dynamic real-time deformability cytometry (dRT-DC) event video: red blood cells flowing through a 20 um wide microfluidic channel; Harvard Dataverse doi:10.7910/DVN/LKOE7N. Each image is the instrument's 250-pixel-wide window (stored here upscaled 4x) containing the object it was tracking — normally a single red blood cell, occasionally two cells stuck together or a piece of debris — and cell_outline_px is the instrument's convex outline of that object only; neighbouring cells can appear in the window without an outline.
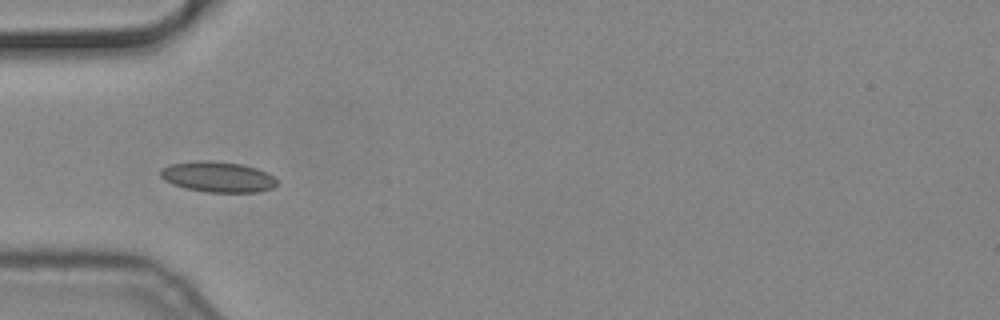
{"species": "common noctule bat (a hibernating species)", "species_latin": "Nyctalus noctula", "temperature_condition": "cold", "stored_images_in_passage": 41, "camera_frame_rate_fps": 3000, "um_per_image_px": 0.085, "animal": {"sex": "male", "body_mass_g": 19.2, "forearm_length_mm": 51.8}, "frame": {"image": 1, "passage_image": 3, "time_ms": 0.667, "image_size_px": [1000, 320], "cell_outline_px": [[276, 184], [272, 188], [260, 192], [208, 192], [188, 188], [172, 184], [164, 180], [160, 176], [160, 168], [172, 164], [204, 160], [208, 160], [240, 164], [256, 168], [272, 176], [276, 180]], "centroid_in_image_um": [18.49, 15.04], "position_along_channel_um": 66.5, "area_um2": 20.46}}
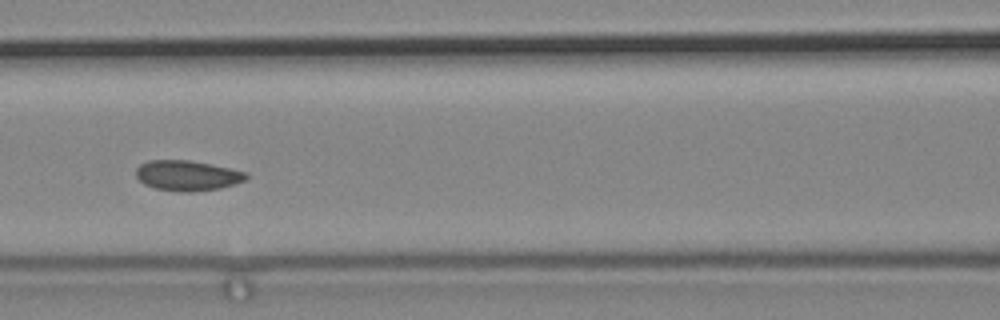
{"frame": {"image": 2, "passage_image": 10, "time_ms": 3.0, "image_size_px": [1000, 320], "cell_outline_px": [[248, 176], [244, 180], [236, 184], [220, 188], [188, 192], [180, 192], [156, 188], [144, 184], [136, 176], [136, 168], [140, 164], [148, 160], [192, 160], [248, 172]], "centroid_in_image_um": [15.92, 14.91], "position_along_channel_um": 150.7, "area_um2": 19.48}}
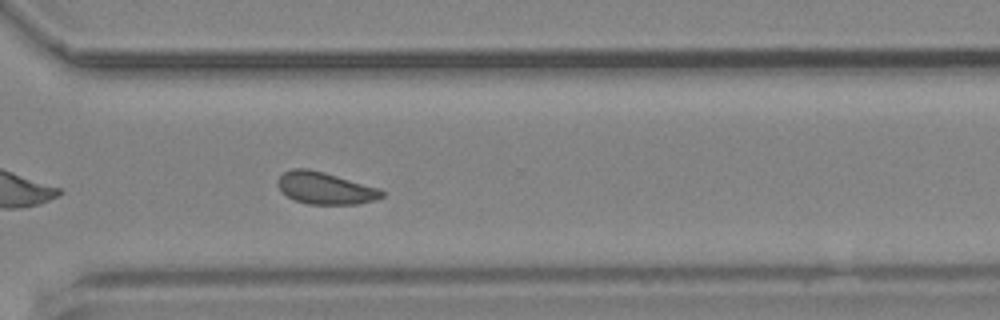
{"frame": {"image": 3, "passage_image": 26, "time_ms": 8.333, "image_size_px": [1000, 320], "cell_outline_px": [[384, 196], [376, 200], [356, 204], [308, 204], [296, 200], [288, 196], [276, 184], [276, 180], [284, 172], [292, 168], [308, 168], [324, 172], [380, 188], [384, 192]], "centroid_in_image_um": [27.66, 15.98], "position_along_channel_um": 342.9, "area_um2": 19.42}}